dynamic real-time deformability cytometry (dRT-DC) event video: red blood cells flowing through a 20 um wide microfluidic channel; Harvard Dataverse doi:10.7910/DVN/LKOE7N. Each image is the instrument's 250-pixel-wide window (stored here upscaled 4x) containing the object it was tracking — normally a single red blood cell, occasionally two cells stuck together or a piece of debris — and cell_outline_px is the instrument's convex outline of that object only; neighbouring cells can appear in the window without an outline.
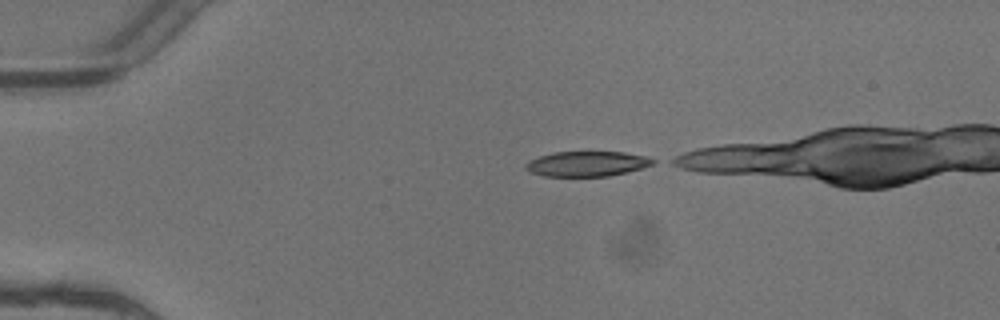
{"species": "common noctule bat (a hibernating species)", "species_latin": "Nyctalus noctula", "temperature_condition": "warm", "stored_images_in_passage": 3, "camera_frame_rate_fps": 3000, "um_per_image_px": 0.085, "animal": {"sex": "female"}, "frame": {"image": 1, "passage_image": 1, "time_ms": 0.0, "image_size_px": [1000, 320], "cell_outline_px": [[656, 164], [608, 176], [544, 176], [528, 172], [524, 168], [524, 164], [528, 160], [540, 156], [556, 152], [624, 152], [644, 156], [656, 160]], "centroid_in_image_um": [49.84, 13.92], "position_along_channel_um": 35.2, "area_um2": 18.55}}